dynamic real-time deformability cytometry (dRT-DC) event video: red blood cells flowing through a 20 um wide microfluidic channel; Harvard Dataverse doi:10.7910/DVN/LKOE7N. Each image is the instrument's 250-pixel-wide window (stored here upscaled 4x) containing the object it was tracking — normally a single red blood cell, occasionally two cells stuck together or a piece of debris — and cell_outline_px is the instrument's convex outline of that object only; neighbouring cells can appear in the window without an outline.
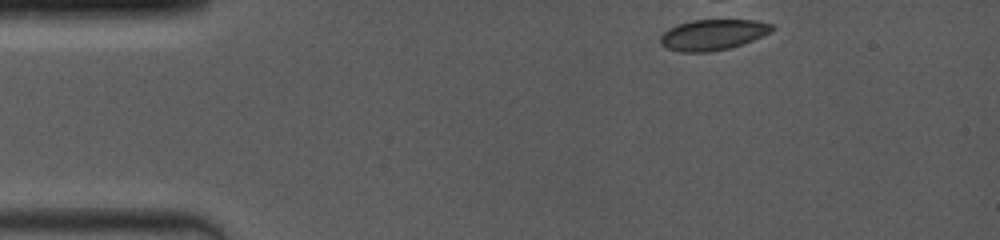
{"species": "common noctule bat (a hibernating species)", "species_latin": "Nyctalus noctula", "temperature_condition": "room temperature", "stored_images_in_passage": 1, "camera_frame_rate_fps": 4000, "um_per_image_px": 0.085, "animal": {"sex": "female", "body_mass_g": 19.0, "forearm_length_mm": 53.3}, "frame": {"image": 1, "passage_image": 1, "time_ms": 0.0, "image_size_px": [1000, 240], "cell_outline_px": [[776, 28], [752, 40], [728, 48], [708, 52], [680, 52], [668, 48], [660, 44], [660, 36], [668, 28], [692, 20], [756, 20], [772, 24]], "centroid_in_image_um": [60.56, 2.95], "position_along_channel_um": 24.4, "area_um2": 19.71}}